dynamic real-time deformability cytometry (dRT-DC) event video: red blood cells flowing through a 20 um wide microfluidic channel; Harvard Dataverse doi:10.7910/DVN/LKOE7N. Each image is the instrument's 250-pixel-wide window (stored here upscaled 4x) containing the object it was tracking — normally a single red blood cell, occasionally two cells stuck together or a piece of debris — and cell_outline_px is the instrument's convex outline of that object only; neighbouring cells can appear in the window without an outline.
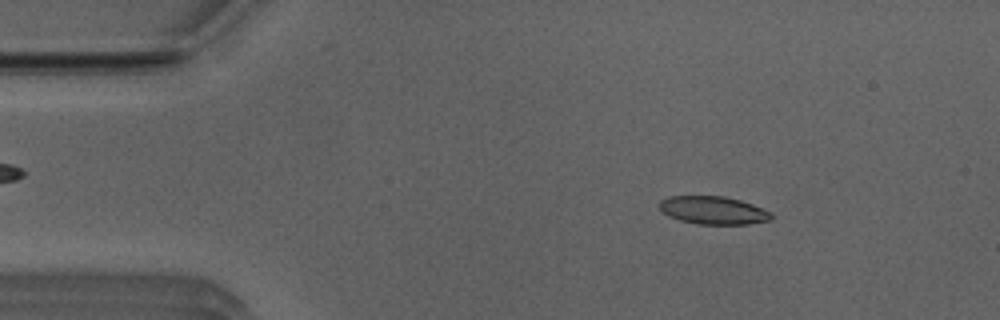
{"species": "Egyptian fruit bat (a non-hibernating species)", "species_latin": "Rousettus aegyptiacus", "temperature_condition": "room temperature", "stored_images_in_passage": 51, "camera_frame_rate_fps": 3000, "um_per_image_px": 0.085, "animal": {"sex": "male"}, "frame": {"image": 1, "passage_image": 7, "time_ms": 2.0, "image_size_px": [1000, 320], "cell_outline_px": [[772, 220], [748, 224], [700, 224], [680, 220], [668, 216], [660, 208], [660, 200], [668, 196], [724, 196], [740, 200], [752, 204], [772, 212]], "centroid_in_image_um": [60.65, 17.87], "position_along_channel_um": 24.4, "area_um2": 18.21}}
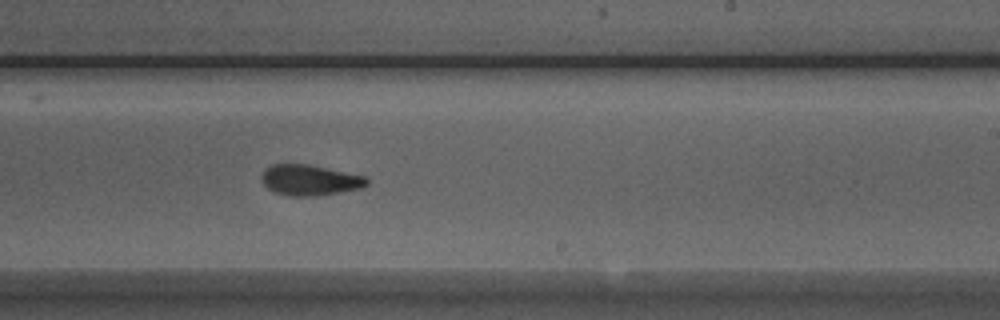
{"frame": {"image": 2, "passage_image": 30, "time_ms": 9.667, "image_size_px": [1000, 320], "cell_outline_px": [[368, 184], [360, 188], [312, 196], [292, 196], [276, 192], [268, 188], [260, 180], [260, 176], [264, 168], [272, 164], [308, 164], [368, 176]], "centroid_in_image_um": [26.31, 15.28], "position_along_channel_um": 262.7, "area_um2": 18.79}}
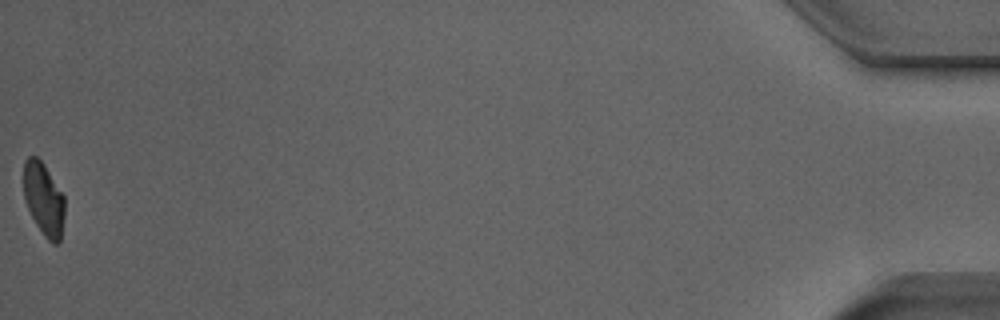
{"frame": {"image": 3, "passage_image": 51, "time_ms": 16.667, "image_size_px": [1000, 320], "cell_outline_px": [[64, 216], [60, 240], [56, 244], [52, 244], [44, 236], [36, 224], [24, 200], [24, 160], [28, 156], [36, 156], [44, 164], [64, 196]], "centroid_in_image_um": [3.71, 16.92], "position_along_channel_um": 431.5, "area_um2": 17.34}, "authors_computed_cell_mechanics": {"area_um2": 18.785, "velocity_mm_per_s": 3.9441, "shape_relaxation_time_tau1_ms": 5.8022, "shape_relaxation_time_tau2_ms": 3.6427, "deformation_change_tau1": 0.1361, "deformation_change_tau2": 0.091}}